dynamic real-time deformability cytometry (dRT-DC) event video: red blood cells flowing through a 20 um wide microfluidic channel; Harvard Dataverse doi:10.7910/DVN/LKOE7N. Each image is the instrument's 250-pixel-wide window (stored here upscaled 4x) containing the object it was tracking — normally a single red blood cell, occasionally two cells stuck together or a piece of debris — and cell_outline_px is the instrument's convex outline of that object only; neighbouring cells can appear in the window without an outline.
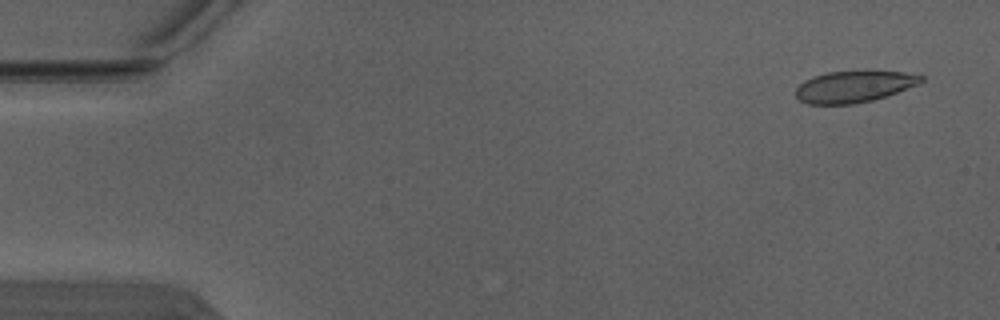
{"species": "Egyptian fruit bat (a non-hibernating species)", "species_latin": "Rousettus aegyptiacus", "temperature_condition": "warm", "stored_images_in_passage": 4, "camera_frame_rate_fps": 3000, "um_per_image_px": 0.085, "animal": {"sex": "male"}, "frame": {"image": 1, "passage_image": 1, "time_ms": 0.0, "image_size_px": [1000, 320], "cell_outline_px": [[924, 80], [920, 84], [872, 100], [852, 104], [808, 104], [800, 100], [796, 96], [796, 88], [804, 80], [828, 72], [904, 72], [924, 76]], "centroid_in_image_um": [72.58, 7.37], "position_along_channel_um": 12.4, "area_um2": 22.54}}